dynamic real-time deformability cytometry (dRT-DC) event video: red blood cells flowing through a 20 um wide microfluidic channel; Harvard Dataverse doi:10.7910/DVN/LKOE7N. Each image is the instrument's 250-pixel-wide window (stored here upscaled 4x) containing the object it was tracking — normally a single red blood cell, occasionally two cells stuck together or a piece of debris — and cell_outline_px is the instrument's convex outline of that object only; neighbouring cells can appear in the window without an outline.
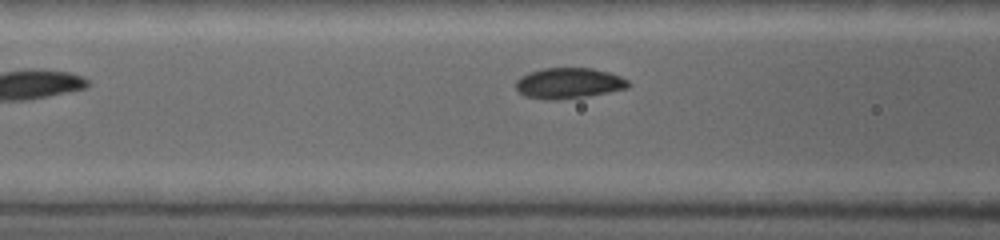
{"species": "common noctule bat (a hibernating species)", "species_latin": "Nyctalus noctula", "temperature_condition": "warm", "stored_images_in_passage": 6, "camera_frame_rate_fps": 5000, "um_per_image_px": 0.085, "animal": {"sex": "female", "body_mass_g": 19.0, "forearm_length_mm": 53.3}, "frame": {"image": 1, "passage_image": 6, "time_ms": 3.2, "image_size_px": [1000, 240], "cell_outline_px": [[632, 84], [628, 88], [588, 96], [556, 100], [548, 100], [524, 96], [516, 88], [516, 80], [520, 76], [528, 72], [544, 68], [592, 68], [608, 72], [620, 76], [628, 80]], "centroid_in_image_um": [48.34, 7.07], "position_along_channel_um": 118.3, "area_um2": 20.23}}